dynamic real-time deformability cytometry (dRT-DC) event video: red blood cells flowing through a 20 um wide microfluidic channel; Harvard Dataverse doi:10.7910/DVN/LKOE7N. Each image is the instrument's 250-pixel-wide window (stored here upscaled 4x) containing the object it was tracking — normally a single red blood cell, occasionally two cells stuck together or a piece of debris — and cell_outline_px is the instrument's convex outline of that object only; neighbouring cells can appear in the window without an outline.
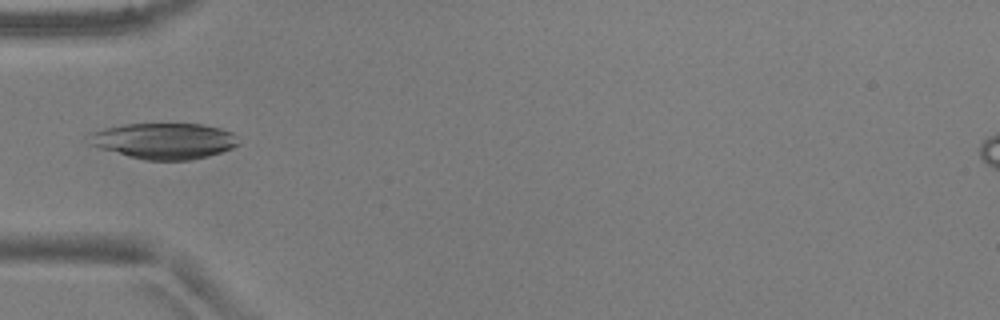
{"species": "common noctule bat (a hibernating species)", "species_latin": "Nyctalus noctula", "temperature_condition": "warm", "stored_images_in_passage": 34, "camera_frame_rate_fps": 3000, "um_per_image_px": 0.085, "animal": {"sex": "male", "body_mass_g": 17.9, "forearm_length_mm": 54.2}, "frame": {"image": 1, "passage_image": 1, "time_ms": 0.0, "image_size_px": [1000, 320], "cell_outline_px": [[240, 144], [232, 148], [208, 156], [192, 160], [144, 160], [128, 156], [100, 148], [88, 144], [92, 132], [104, 128], [124, 124], [200, 124], [220, 128], [232, 132], [236, 136]], "centroid_in_image_um": [13.96, 11.98], "position_along_channel_um": 71.0, "area_um2": 31.27}}